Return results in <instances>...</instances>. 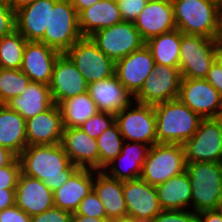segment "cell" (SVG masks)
Returning a JSON list of instances; mask_svg holds the SVG:
<instances>
[{"instance_id":"cell-1","label":"cell","mask_w":222,"mask_h":222,"mask_svg":"<svg viewBox=\"0 0 222 222\" xmlns=\"http://www.w3.org/2000/svg\"><path fill=\"white\" fill-rule=\"evenodd\" d=\"M18 159L22 174L43 181L53 192L78 169L70 162L61 143L27 146Z\"/></svg>"},{"instance_id":"cell-2","label":"cell","mask_w":222,"mask_h":222,"mask_svg":"<svg viewBox=\"0 0 222 222\" xmlns=\"http://www.w3.org/2000/svg\"><path fill=\"white\" fill-rule=\"evenodd\" d=\"M157 143L183 145L197 131L202 118L179 99L154 105Z\"/></svg>"},{"instance_id":"cell-3","label":"cell","mask_w":222,"mask_h":222,"mask_svg":"<svg viewBox=\"0 0 222 222\" xmlns=\"http://www.w3.org/2000/svg\"><path fill=\"white\" fill-rule=\"evenodd\" d=\"M177 29L183 34L217 39L222 7L217 0H172Z\"/></svg>"},{"instance_id":"cell-4","label":"cell","mask_w":222,"mask_h":222,"mask_svg":"<svg viewBox=\"0 0 222 222\" xmlns=\"http://www.w3.org/2000/svg\"><path fill=\"white\" fill-rule=\"evenodd\" d=\"M186 172L192 188L190 210L217 209L222 198V162L186 163Z\"/></svg>"},{"instance_id":"cell-5","label":"cell","mask_w":222,"mask_h":222,"mask_svg":"<svg viewBox=\"0 0 222 222\" xmlns=\"http://www.w3.org/2000/svg\"><path fill=\"white\" fill-rule=\"evenodd\" d=\"M184 171H186L184 146L156 143L148 151L140 178L156 187Z\"/></svg>"},{"instance_id":"cell-6","label":"cell","mask_w":222,"mask_h":222,"mask_svg":"<svg viewBox=\"0 0 222 222\" xmlns=\"http://www.w3.org/2000/svg\"><path fill=\"white\" fill-rule=\"evenodd\" d=\"M82 37L76 9L68 0H57L50 7L49 28L39 41L66 53Z\"/></svg>"},{"instance_id":"cell-7","label":"cell","mask_w":222,"mask_h":222,"mask_svg":"<svg viewBox=\"0 0 222 222\" xmlns=\"http://www.w3.org/2000/svg\"><path fill=\"white\" fill-rule=\"evenodd\" d=\"M218 50L217 39L182 33L178 67L182 78L205 79Z\"/></svg>"},{"instance_id":"cell-8","label":"cell","mask_w":222,"mask_h":222,"mask_svg":"<svg viewBox=\"0 0 222 222\" xmlns=\"http://www.w3.org/2000/svg\"><path fill=\"white\" fill-rule=\"evenodd\" d=\"M115 123L125 141L141 142L150 147L157 143L154 105L133 101L115 115Z\"/></svg>"},{"instance_id":"cell-9","label":"cell","mask_w":222,"mask_h":222,"mask_svg":"<svg viewBox=\"0 0 222 222\" xmlns=\"http://www.w3.org/2000/svg\"><path fill=\"white\" fill-rule=\"evenodd\" d=\"M183 146L186 163L222 162V117L202 119Z\"/></svg>"},{"instance_id":"cell-10","label":"cell","mask_w":222,"mask_h":222,"mask_svg":"<svg viewBox=\"0 0 222 222\" xmlns=\"http://www.w3.org/2000/svg\"><path fill=\"white\" fill-rule=\"evenodd\" d=\"M65 54L88 85L115 75V62L105 55L90 37L79 39Z\"/></svg>"},{"instance_id":"cell-11","label":"cell","mask_w":222,"mask_h":222,"mask_svg":"<svg viewBox=\"0 0 222 222\" xmlns=\"http://www.w3.org/2000/svg\"><path fill=\"white\" fill-rule=\"evenodd\" d=\"M89 37L114 62L145 45L135 24L127 21L96 31Z\"/></svg>"},{"instance_id":"cell-12","label":"cell","mask_w":222,"mask_h":222,"mask_svg":"<svg viewBox=\"0 0 222 222\" xmlns=\"http://www.w3.org/2000/svg\"><path fill=\"white\" fill-rule=\"evenodd\" d=\"M182 75L178 67L155 64L141 90L134 96V101L156 105L178 99Z\"/></svg>"},{"instance_id":"cell-13","label":"cell","mask_w":222,"mask_h":222,"mask_svg":"<svg viewBox=\"0 0 222 222\" xmlns=\"http://www.w3.org/2000/svg\"><path fill=\"white\" fill-rule=\"evenodd\" d=\"M178 99L202 119L222 117V95L205 79L182 78Z\"/></svg>"},{"instance_id":"cell-14","label":"cell","mask_w":222,"mask_h":222,"mask_svg":"<svg viewBox=\"0 0 222 222\" xmlns=\"http://www.w3.org/2000/svg\"><path fill=\"white\" fill-rule=\"evenodd\" d=\"M49 89L53 103L88 92V84L70 58L62 53L56 60Z\"/></svg>"},{"instance_id":"cell-15","label":"cell","mask_w":222,"mask_h":222,"mask_svg":"<svg viewBox=\"0 0 222 222\" xmlns=\"http://www.w3.org/2000/svg\"><path fill=\"white\" fill-rule=\"evenodd\" d=\"M127 216L135 219H154L163 209L155 186L137 178L123 181Z\"/></svg>"},{"instance_id":"cell-16","label":"cell","mask_w":222,"mask_h":222,"mask_svg":"<svg viewBox=\"0 0 222 222\" xmlns=\"http://www.w3.org/2000/svg\"><path fill=\"white\" fill-rule=\"evenodd\" d=\"M154 66L153 56L144 45L141 49L115 62V75L134 97L141 90Z\"/></svg>"},{"instance_id":"cell-17","label":"cell","mask_w":222,"mask_h":222,"mask_svg":"<svg viewBox=\"0 0 222 222\" xmlns=\"http://www.w3.org/2000/svg\"><path fill=\"white\" fill-rule=\"evenodd\" d=\"M61 54L40 41H27L20 70L31 82L49 85L55 62Z\"/></svg>"},{"instance_id":"cell-18","label":"cell","mask_w":222,"mask_h":222,"mask_svg":"<svg viewBox=\"0 0 222 222\" xmlns=\"http://www.w3.org/2000/svg\"><path fill=\"white\" fill-rule=\"evenodd\" d=\"M61 144L72 164L78 168L99 170V151L96 139L80 127H64Z\"/></svg>"},{"instance_id":"cell-19","label":"cell","mask_w":222,"mask_h":222,"mask_svg":"<svg viewBox=\"0 0 222 222\" xmlns=\"http://www.w3.org/2000/svg\"><path fill=\"white\" fill-rule=\"evenodd\" d=\"M27 145L59 144L63 137V121L58 105L26 120Z\"/></svg>"},{"instance_id":"cell-20","label":"cell","mask_w":222,"mask_h":222,"mask_svg":"<svg viewBox=\"0 0 222 222\" xmlns=\"http://www.w3.org/2000/svg\"><path fill=\"white\" fill-rule=\"evenodd\" d=\"M15 205L29 216L40 214L54 207L53 191L43 181L20 173L15 189Z\"/></svg>"},{"instance_id":"cell-21","label":"cell","mask_w":222,"mask_h":222,"mask_svg":"<svg viewBox=\"0 0 222 222\" xmlns=\"http://www.w3.org/2000/svg\"><path fill=\"white\" fill-rule=\"evenodd\" d=\"M134 24L145 42L176 29L172 2L148 0Z\"/></svg>"},{"instance_id":"cell-22","label":"cell","mask_w":222,"mask_h":222,"mask_svg":"<svg viewBox=\"0 0 222 222\" xmlns=\"http://www.w3.org/2000/svg\"><path fill=\"white\" fill-rule=\"evenodd\" d=\"M149 149L150 146L144 143L125 141L121 153L102 171L120 181L140 178Z\"/></svg>"},{"instance_id":"cell-23","label":"cell","mask_w":222,"mask_h":222,"mask_svg":"<svg viewBox=\"0 0 222 222\" xmlns=\"http://www.w3.org/2000/svg\"><path fill=\"white\" fill-rule=\"evenodd\" d=\"M88 93L98 111L117 114L134 101L116 75L88 85Z\"/></svg>"},{"instance_id":"cell-24","label":"cell","mask_w":222,"mask_h":222,"mask_svg":"<svg viewBox=\"0 0 222 222\" xmlns=\"http://www.w3.org/2000/svg\"><path fill=\"white\" fill-rule=\"evenodd\" d=\"M57 0H36L15 12L16 30L27 41H39L49 28L50 7Z\"/></svg>"},{"instance_id":"cell-25","label":"cell","mask_w":222,"mask_h":222,"mask_svg":"<svg viewBox=\"0 0 222 222\" xmlns=\"http://www.w3.org/2000/svg\"><path fill=\"white\" fill-rule=\"evenodd\" d=\"M93 189V169L78 168L53 192L54 207L75 213L82 199Z\"/></svg>"},{"instance_id":"cell-26","label":"cell","mask_w":222,"mask_h":222,"mask_svg":"<svg viewBox=\"0 0 222 222\" xmlns=\"http://www.w3.org/2000/svg\"><path fill=\"white\" fill-rule=\"evenodd\" d=\"M93 190L101 200L110 221L127 216L123 181L109 177L102 170H93Z\"/></svg>"},{"instance_id":"cell-27","label":"cell","mask_w":222,"mask_h":222,"mask_svg":"<svg viewBox=\"0 0 222 222\" xmlns=\"http://www.w3.org/2000/svg\"><path fill=\"white\" fill-rule=\"evenodd\" d=\"M78 17L83 37H89L96 31L123 21L116 0H100L82 10Z\"/></svg>"},{"instance_id":"cell-28","label":"cell","mask_w":222,"mask_h":222,"mask_svg":"<svg viewBox=\"0 0 222 222\" xmlns=\"http://www.w3.org/2000/svg\"><path fill=\"white\" fill-rule=\"evenodd\" d=\"M6 105L27 120L41 112L47 111L54 103L49 85L30 82L20 96L13 97Z\"/></svg>"},{"instance_id":"cell-29","label":"cell","mask_w":222,"mask_h":222,"mask_svg":"<svg viewBox=\"0 0 222 222\" xmlns=\"http://www.w3.org/2000/svg\"><path fill=\"white\" fill-rule=\"evenodd\" d=\"M26 120L6 104H0V146L7 148L17 157L28 146Z\"/></svg>"},{"instance_id":"cell-30","label":"cell","mask_w":222,"mask_h":222,"mask_svg":"<svg viewBox=\"0 0 222 222\" xmlns=\"http://www.w3.org/2000/svg\"><path fill=\"white\" fill-rule=\"evenodd\" d=\"M163 210H190L192 188L186 171L156 186Z\"/></svg>"},{"instance_id":"cell-31","label":"cell","mask_w":222,"mask_h":222,"mask_svg":"<svg viewBox=\"0 0 222 222\" xmlns=\"http://www.w3.org/2000/svg\"><path fill=\"white\" fill-rule=\"evenodd\" d=\"M182 32L177 28L145 42L155 64L179 67Z\"/></svg>"},{"instance_id":"cell-32","label":"cell","mask_w":222,"mask_h":222,"mask_svg":"<svg viewBox=\"0 0 222 222\" xmlns=\"http://www.w3.org/2000/svg\"><path fill=\"white\" fill-rule=\"evenodd\" d=\"M64 127H80L98 111L88 92L68 98L59 105Z\"/></svg>"},{"instance_id":"cell-33","label":"cell","mask_w":222,"mask_h":222,"mask_svg":"<svg viewBox=\"0 0 222 222\" xmlns=\"http://www.w3.org/2000/svg\"><path fill=\"white\" fill-rule=\"evenodd\" d=\"M27 40L15 29L0 38V68L20 69Z\"/></svg>"},{"instance_id":"cell-34","label":"cell","mask_w":222,"mask_h":222,"mask_svg":"<svg viewBox=\"0 0 222 222\" xmlns=\"http://www.w3.org/2000/svg\"><path fill=\"white\" fill-rule=\"evenodd\" d=\"M99 151V170H103L121 153L125 140L114 123L96 139Z\"/></svg>"},{"instance_id":"cell-35","label":"cell","mask_w":222,"mask_h":222,"mask_svg":"<svg viewBox=\"0 0 222 222\" xmlns=\"http://www.w3.org/2000/svg\"><path fill=\"white\" fill-rule=\"evenodd\" d=\"M30 82V78L20 69L0 68V104L20 96Z\"/></svg>"},{"instance_id":"cell-36","label":"cell","mask_w":222,"mask_h":222,"mask_svg":"<svg viewBox=\"0 0 222 222\" xmlns=\"http://www.w3.org/2000/svg\"><path fill=\"white\" fill-rule=\"evenodd\" d=\"M114 123L115 114L99 111L85 121L80 128L91 138L97 139L105 129H108Z\"/></svg>"},{"instance_id":"cell-37","label":"cell","mask_w":222,"mask_h":222,"mask_svg":"<svg viewBox=\"0 0 222 222\" xmlns=\"http://www.w3.org/2000/svg\"><path fill=\"white\" fill-rule=\"evenodd\" d=\"M75 213L93 218H107L104 206L93 189L82 199Z\"/></svg>"},{"instance_id":"cell-38","label":"cell","mask_w":222,"mask_h":222,"mask_svg":"<svg viewBox=\"0 0 222 222\" xmlns=\"http://www.w3.org/2000/svg\"><path fill=\"white\" fill-rule=\"evenodd\" d=\"M123 21L134 23L148 0H116Z\"/></svg>"},{"instance_id":"cell-39","label":"cell","mask_w":222,"mask_h":222,"mask_svg":"<svg viewBox=\"0 0 222 222\" xmlns=\"http://www.w3.org/2000/svg\"><path fill=\"white\" fill-rule=\"evenodd\" d=\"M20 173L18 157L11 164L0 168V189H16Z\"/></svg>"},{"instance_id":"cell-40","label":"cell","mask_w":222,"mask_h":222,"mask_svg":"<svg viewBox=\"0 0 222 222\" xmlns=\"http://www.w3.org/2000/svg\"><path fill=\"white\" fill-rule=\"evenodd\" d=\"M153 222H197V213L192 210H162Z\"/></svg>"},{"instance_id":"cell-41","label":"cell","mask_w":222,"mask_h":222,"mask_svg":"<svg viewBox=\"0 0 222 222\" xmlns=\"http://www.w3.org/2000/svg\"><path fill=\"white\" fill-rule=\"evenodd\" d=\"M16 29L15 11L6 1L0 0V38Z\"/></svg>"},{"instance_id":"cell-42","label":"cell","mask_w":222,"mask_h":222,"mask_svg":"<svg viewBox=\"0 0 222 222\" xmlns=\"http://www.w3.org/2000/svg\"><path fill=\"white\" fill-rule=\"evenodd\" d=\"M31 222H72V213L52 207L40 214L31 216Z\"/></svg>"},{"instance_id":"cell-43","label":"cell","mask_w":222,"mask_h":222,"mask_svg":"<svg viewBox=\"0 0 222 222\" xmlns=\"http://www.w3.org/2000/svg\"><path fill=\"white\" fill-rule=\"evenodd\" d=\"M0 222H31V216L13 205L0 211Z\"/></svg>"},{"instance_id":"cell-44","label":"cell","mask_w":222,"mask_h":222,"mask_svg":"<svg viewBox=\"0 0 222 222\" xmlns=\"http://www.w3.org/2000/svg\"><path fill=\"white\" fill-rule=\"evenodd\" d=\"M222 95V68L215 61L205 78Z\"/></svg>"},{"instance_id":"cell-45","label":"cell","mask_w":222,"mask_h":222,"mask_svg":"<svg viewBox=\"0 0 222 222\" xmlns=\"http://www.w3.org/2000/svg\"><path fill=\"white\" fill-rule=\"evenodd\" d=\"M197 222H222V213L218 209L198 212Z\"/></svg>"},{"instance_id":"cell-46","label":"cell","mask_w":222,"mask_h":222,"mask_svg":"<svg viewBox=\"0 0 222 222\" xmlns=\"http://www.w3.org/2000/svg\"><path fill=\"white\" fill-rule=\"evenodd\" d=\"M15 205V189H0V211Z\"/></svg>"},{"instance_id":"cell-47","label":"cell","mask_w":222,"mask_h":222,"mask_svg":"<svg viewBox=\"0 0 222 222\" xmlns=\"http://www.w3.org/2000/svg\"><path fill=\"white\" fill-rule=\"evenodd\" d=\"M17 156L7 148L0 146V168L11 164Z\"/></svg>"},{"instance_id":"cell-48","label":"cell","mask_w":222,"mask_h":222,"mask_svg":"<svg viewBox=\"0 0 222 222\" xmlns=\"http://www.w3.org/2000/svg\"><path fill=\"white\" fill-rule=\"evenodd\" d=\"M79 14L82 10L89 8L100 0H68Z\"/></svg>"},{"instance_id":"cell-49","label":"cell","mask_w":222,"mask_h":222,"mask_svg":"<svg viewBox=\"0 0 222 222\" xmlns=\"http://www.w3.org/2000/svg\"><path fill=\"white\" fill-rule=\"evenodd\" d=\"M72 222H111L107 218H93L84 215L72 214Z\"/></svg>"},{"instance_id":"cell-50","label":"cell","mask_w":222,"mask_h":222,"mask_svg":"<svg viewBox=\"0 0 222 222\" xmlns=\"http://www.w3.org/2000/svg\"><path fill=\"white\" fill-rule=\"evenodd\" d=\"M35 1L36 0H9L7 3L16 12L21 8L26 7L31 3H34Z\"/></svg>"},{"instance_id":"cell-51","label":"cell","mask_w":222,"mask_h":222,"mask_svg":"<svg viewBox=\"0 0 222 222\" xmlns=\"http://www.w3.org/2000/svg\"><path fill=\"white\" fill-rule=\"evenodd\" d=\"M217 43L220 49H222V12L220 15V25H219V34L217 37Z\"/></svg>"},{"instance_id":"cell-52","label":"cell","mask_w":222,"mask_h":222,"mask_svg":"<svg viewBox=\"0 0 222 222\" xmlns=\"http://www.w3.org/2000/svg\"><path fill=\"white\" fill-rule=\"evenodd\" d=\"M111 222H136V219L130 216H124V217L112 220Z\"/></svg>"},{"instance_id":"cell-53","label":"cell","mask_w":222,"mask_h":222,"mask_svg":"<svg viewBox=\"0 0 222 222\" xmlns=\"http://www.w3.org/2000/svg\"><path fill=\"white\" fill-rule=\"evenodd\" d=\"M215 61L220 65L222 68V49L219 48L218 53L216 55Z\"/></svg>"},{"instance_id":"cell-54","label":"cell","mask_w":222,"mask_h":222,"mask_svg":"<svg viewBox=\"0 0 222 222\" xmlns=\"http://www.w3.org/2000/svg\"><path fill=\"white\" fill-rule=\"evenodd\" d=\"M136 222H153V219H136Z\"/></svg>"},{"instance_id":"cell-55","label":"cell","mask_w":222,"mask_h":222,"mask_svg":"<svg viewBox=\"0 0 222 222\" xmlns=\"http://www.w3.org/2000/svg\"><path fill=\"white\" fill-rule=\"evenodd\" d=\"M221 213H222V198L221 200L219 201V205H218V208H217Z\"/></svg>"},{"instance_id":"cell-56","label":"cell","mask_w":222,"mask_h":222,"mask_svg":"<svg viewBox=\"0 0 222 222\" xmlns=\"http://www.w3.org/2000/svg\"><path fill=\"white\" fill-rule=\"evenodd\" d=\"M149 1L172 2V0H149Z\"/></svg>"},{"instance_id":"cell-57","label":"cell","mask_w":222,"mask_h":222,"mask_svg":"<svg viewBox=\"0 0 222 222\" xmlns=\"http://www.w3.org/2000/svg\"><path fill=\"white\" fill-rule=\"evenodd\" d=\"M217 2L222 7V0H217Z\"/></svg>"}]
</instances>
